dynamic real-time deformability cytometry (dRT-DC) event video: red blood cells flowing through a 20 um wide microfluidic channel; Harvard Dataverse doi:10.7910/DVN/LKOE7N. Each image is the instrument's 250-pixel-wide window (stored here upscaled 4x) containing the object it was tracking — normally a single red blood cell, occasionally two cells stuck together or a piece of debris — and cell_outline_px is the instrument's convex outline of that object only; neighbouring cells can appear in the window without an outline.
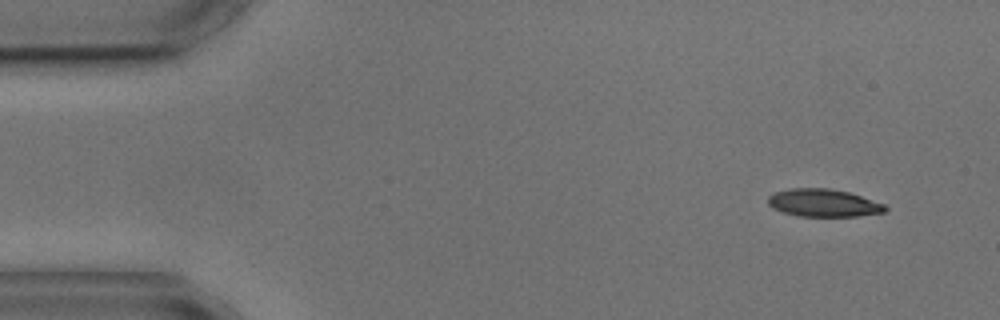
{"species": "common noctule bat (a hibernating species)", "species_latin": "Nyctalus noctula", "temperature_condition": "cold", "stored_images_in_passage": 4, "camera_frame_rate_fps": 3000, "um_per_image_px": 0.085, "animal": {"sex": "male", "body_mass_g": 17.9, "forearm_length_mm": 54.2}, "frame": {"image": 1, "passage_image": 1, "time_ms": 0.0, "image_size_px": [1000, 320], "cell_outline_px": [[888, 208], [884, 212], [856, 216], [800, 216], [784, 212], [772, 208], [768, 204], [768, 196], [776, 192], [788, 188], [828, 188], [848, 192], [884, 204]], "centroid_in_image_um": [69.97, 17.24], "position_along_channel_um": 15.0, "area_um2": 18.73}}
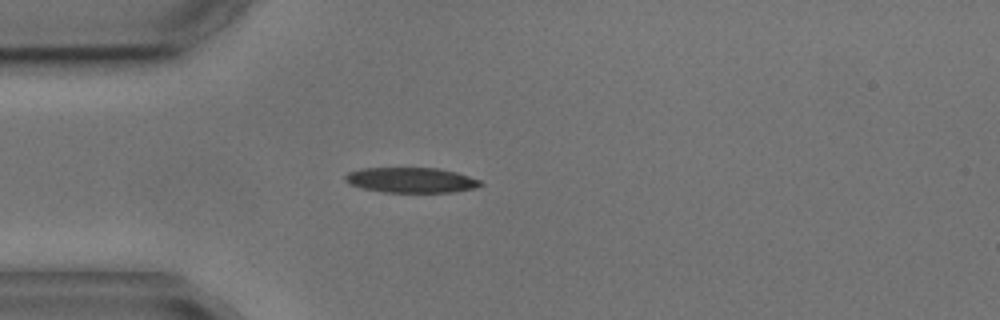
{"frame": {"image": 2, "passage_image": 3, "time_ms": 3.333, "image_size_px": [1000, 320], "cell_outline_px": [[484, 184], [476, 188], [452, 192], [384, 192], [364, 188], [352, 184], [344, 180], [344, 176], [348, 172], [360, 168], [436, 168], [456, 172], [480, 180]], "centroid_in_image_um": [34.96, 15.3], "position_along_channel_um": 50.0, "area_um2": 19.77}}